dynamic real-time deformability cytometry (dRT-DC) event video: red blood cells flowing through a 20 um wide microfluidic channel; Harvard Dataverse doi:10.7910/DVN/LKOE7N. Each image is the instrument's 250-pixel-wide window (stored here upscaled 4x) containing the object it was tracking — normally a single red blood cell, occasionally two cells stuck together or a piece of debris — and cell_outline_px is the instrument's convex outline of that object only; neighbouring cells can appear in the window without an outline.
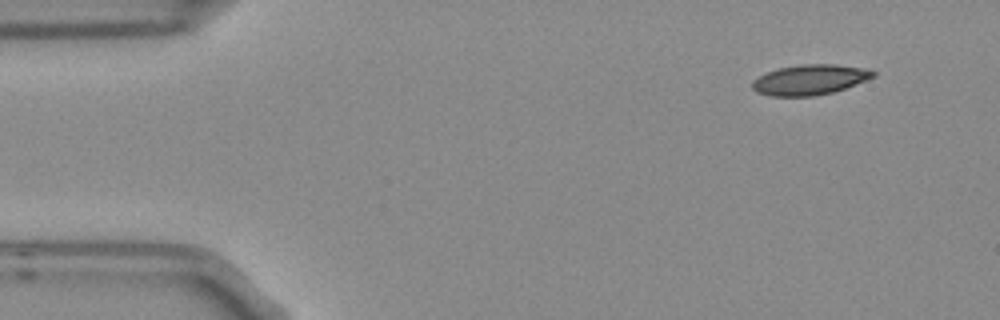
{"species": "Egyptian fruit bat (a non-hibernating species)", "species_latin": "Rousettus aegyptiacus", "temperature_condition": "room temperature", "stored_images_in_passage": 4, "camera_frame_rate_fps": 3000, "um_per_image_px": 0.085, "frame": {"image": 1, "passage_image": 1, "time_ms": 0.0, "image_size_px": [1000, 320], "cell_outline_px": [[876, 76], [844, 88], [832, 92], [812, 96], [772, 96], [756, 92], [752, 88], [752, 80], [776, 68], [800, 64], [836, 64], [868, 68], [876, 72]], "centroid_in_image_um": [68.84, 6.76], "position_along_channel_um": 16.2, "area_um2": 21.33}}
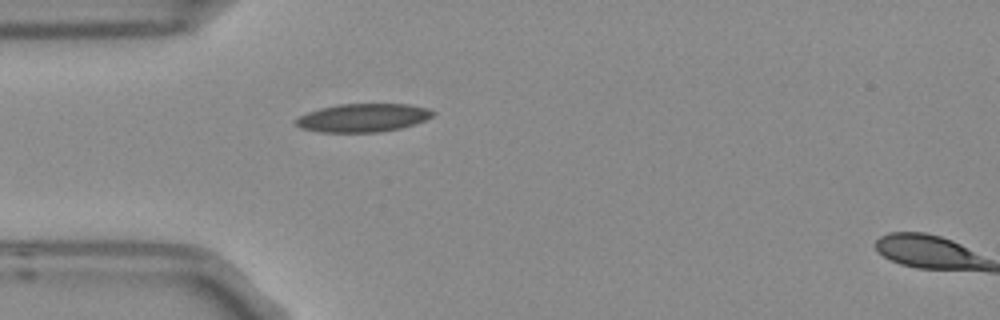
{"frame": {"image": 2, "passage_image": 4, "time_ms": 1.0, "image_size_px": [1000, 320], "cell_outline_px": [[436, 112], [432, 116], [424, 120], [400, 128], [380, 132], [320, 132], [300, 128], [292, 120], [308, 112], [320, 108], [340, 104], [408, 104], [428, 108]], "centroid_in_image_um": [30.82, 10.01], "position_along_channel_um": 54.2, "area_um2": 22.54}}